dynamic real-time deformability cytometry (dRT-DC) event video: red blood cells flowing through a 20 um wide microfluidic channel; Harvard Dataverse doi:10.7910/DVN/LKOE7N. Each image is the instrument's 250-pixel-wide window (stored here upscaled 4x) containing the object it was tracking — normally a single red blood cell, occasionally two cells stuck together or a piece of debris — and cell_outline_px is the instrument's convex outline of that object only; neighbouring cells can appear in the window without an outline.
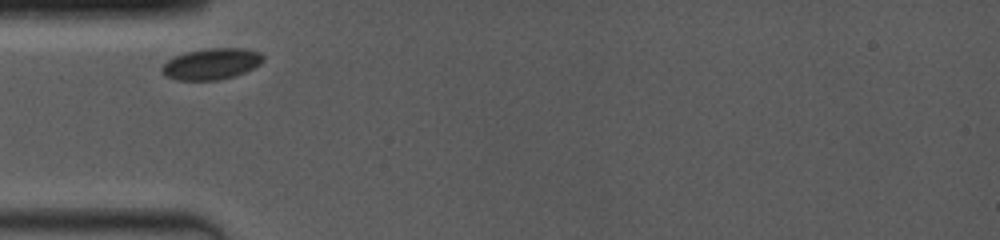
{"species": "common noctule bat (a hibernating species)", "species_latin": "Nyctalus noctula", "temperature_condition": "room temperature", "stored_images_in_passage": 28, "camera_frame_rate_fps": 4000, "um_per_image_px": 0.085, "animal": {"sex": "female", "body_mass_g": 19.0, "forearm_length_mm": 53.3}, "frame": {"image": 1, "passage_image": 1, "time_ms": 0.0, "image_size_px": [1000, 240], "cell_outline_px": [[264, 60], [260, 64], [236, 76], [220, 80], [176, 80], [160, 72], [160, 68], [168, 60], [184, 52], [204, 48], [244, 48], [260, 52], [264, 56]], "centroid_in_image_um": [17.98, 5.42], "position_along_channel_um": 67.0, "area_um2": 18.55}}
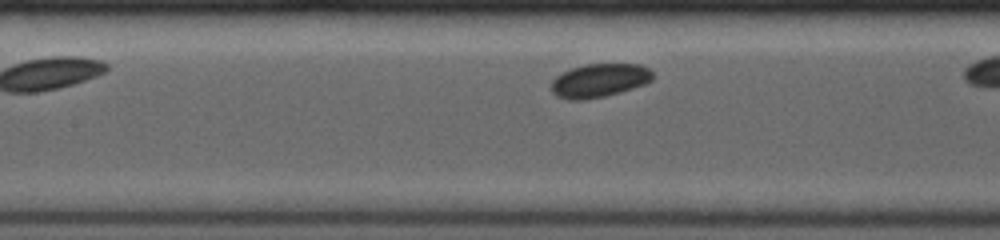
{"frame": {"image": 2, "passage_image": 5, "time_ms": 1.5, "image_size_px": [1000, 240], "cell_outline_px": [[652, 80], [644, 84], [620, 92], [604, 96], [584, 100], [568, 100], [556, 96], [552, 92], [552, 80], [560, 72], [584, 64], [640, 64], [648, 68], [652, 72]], "centroid_in_image_um": [50.91, 6.84], "position_along_channel_um": 156.5, "area_um2": 19.88}}